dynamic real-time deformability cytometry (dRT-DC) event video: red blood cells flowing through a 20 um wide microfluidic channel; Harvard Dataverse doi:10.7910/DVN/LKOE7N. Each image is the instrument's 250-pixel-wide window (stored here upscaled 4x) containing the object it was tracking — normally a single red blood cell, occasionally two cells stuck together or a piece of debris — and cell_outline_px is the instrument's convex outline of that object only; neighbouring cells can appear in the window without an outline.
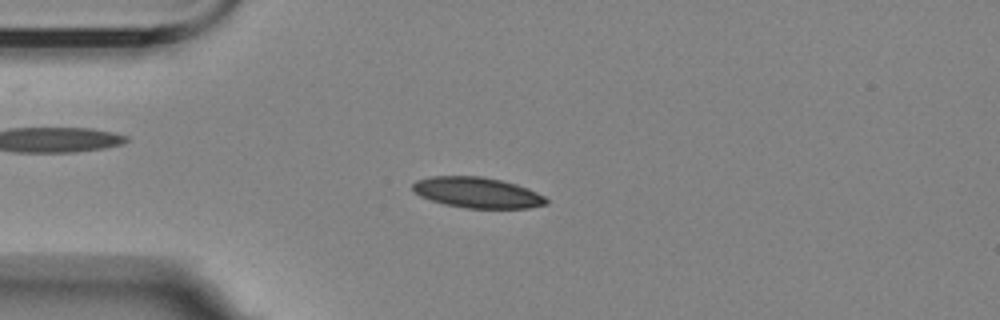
{"species": "Egyptian fruit bat (a non-hibernating species)", "species_latin": "Rousettus aegyptiacus", "temperature_condition": "room temperature", "stored_images_in_passage": 48, "camera_frame_rate_fps": 3000, "um_per_image_px": 0.085, "animal": {"sex": "female"}, "frame": {"image": 1, "passage_image": 5, "time_ms": 1.333, "image_size_px": [1000, 320], "cell_outline_px": [[548, 204], [528, 208], [464, 208], [444, 204], [420, 196], [412, 188], [412, 184], [416, 180], [432, 176], [484, 176], [516, 184], [528, 188], [544, 196], [548, 200]], "centroid_in_image_um": [40.58, 16.37], "position_along_channel_um": 44.4, "area_um2": 23.87}}
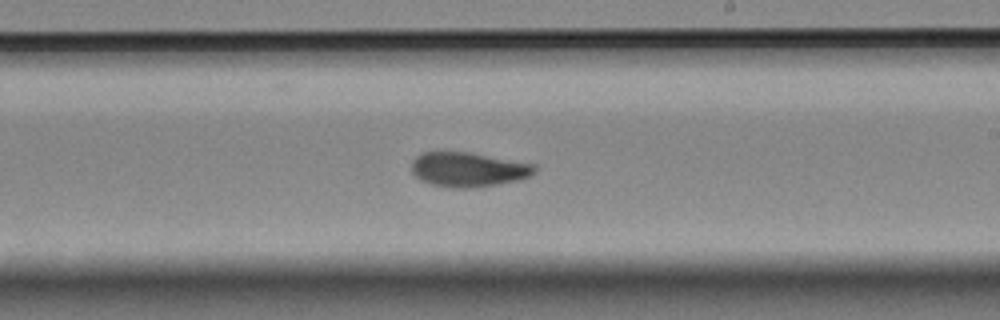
{"frame": {"image": 2, "passage_image": 24, "time_ms": 7.667, "image_size_px": [1000, 320], "cell_outline_px": [[536, 172], [520, 180], [476, 188], [452, 188], [432, 184], [420, 180], [412, 172], [412, 160], [416, 156], [424, 152], [468, 152], [536, 164]], "centroid_in_image_um": [39.81, 14.41], "position_along_channel_um": 249.2, "area_um2": 24.85}}
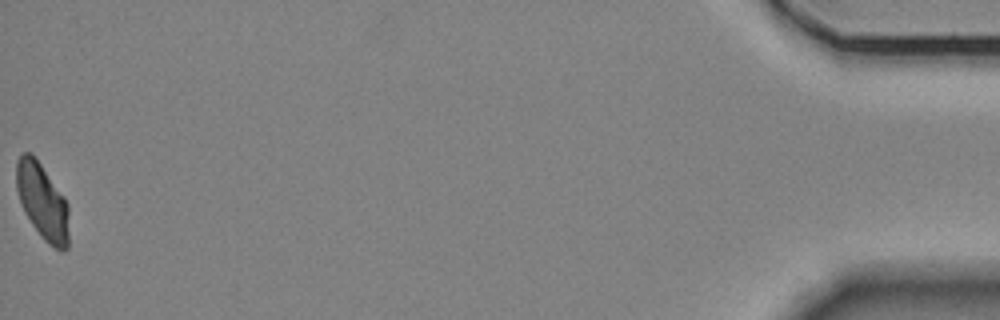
{"frame": {"image": 3, "passage_image": 48, "time_ms": 15.667, "image_size_px": [1000, 320], "cell_outline_px": [[68, 248], [64, 252], [60, 252], [48, 244], [44, 240], [32, 224], [24, 212], [16, 188], [16, 160], [24, 152], [32, 152], [36, 156], [64, 196], [68, 204]], "centroid_in_image_um": [3.61, 17.12], "position_along_channel_um": 431.6, "area_um2": 23.64}, "authors_computed_cell_mechanics": {"area_um2": 24.276, "velocity_mm_per_s": 3.5021, "shape_relaxation_time_tau1_ms": null, "shape_relaxation_time_tau2_ms": 3.3639, "deformation_change_tau1": null, "deformation_change_tau2": 0.082}}